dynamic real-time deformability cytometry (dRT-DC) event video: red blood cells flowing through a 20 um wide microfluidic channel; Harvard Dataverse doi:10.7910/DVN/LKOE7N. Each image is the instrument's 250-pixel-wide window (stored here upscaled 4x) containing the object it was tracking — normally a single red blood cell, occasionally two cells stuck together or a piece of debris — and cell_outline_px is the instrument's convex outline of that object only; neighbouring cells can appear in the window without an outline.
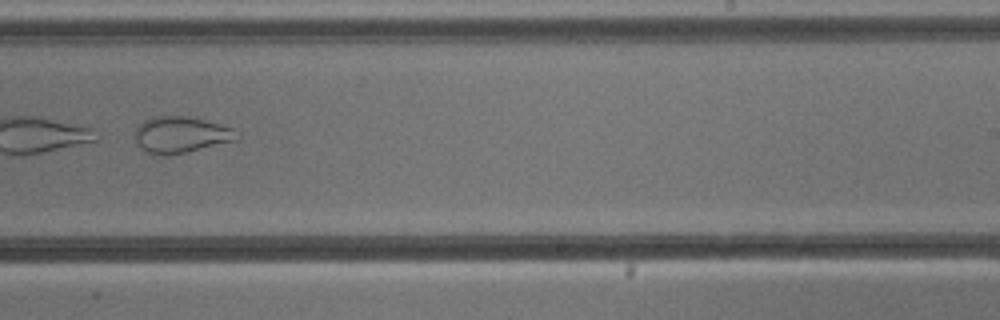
{"species": "common noctule bat (a hibernating species)", "species_latin": "Nyctalus noctula", "temperature_condition": "cold", "stored_images_in_passage": 9, "camera_frame_rate_fps": 3000, "um_per_image_px": 0.085, "animal": {"sex": "male", "body_mass_g": 13.3}, "frame": {"image": 1, "passage_image": 9, "time_ms": 9.333, "image_size_px": [1000, 320], "cell_outline_px": [[240, 140], [184, 152], [164, 156], [148, 152], [140, 148], [136, 140], [136, 128], [144, 120], [156, 116], [188, 116], [236, 128], [240, 132]], "centroid_in_image_um": [15.46, 11.44], "position_along_channel_um": 273.5, "area_um2": 21.68}}